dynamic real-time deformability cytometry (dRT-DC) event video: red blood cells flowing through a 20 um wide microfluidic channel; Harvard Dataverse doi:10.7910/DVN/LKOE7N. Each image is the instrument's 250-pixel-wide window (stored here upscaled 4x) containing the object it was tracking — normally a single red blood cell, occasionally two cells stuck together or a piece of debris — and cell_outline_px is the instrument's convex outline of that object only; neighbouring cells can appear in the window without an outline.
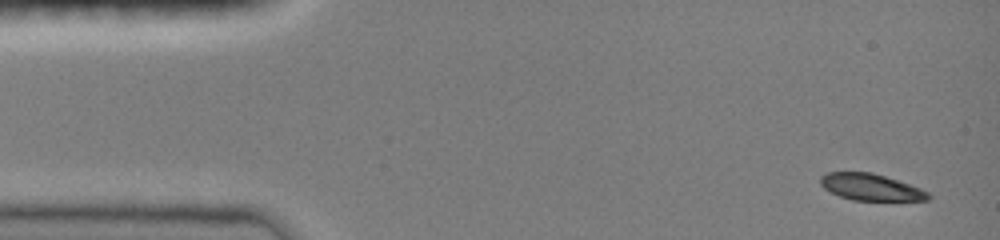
{"species": "common noctule bat (a hibernating species)", "species_latin": "Nyctalus noctula", "temperature_condition": "room temperature", "stored_images_in_passage": 68, "camera_frame_rate_fps": 3000, "um_per_image_px": 0.085, "animal": {"sex": "female", "body_mass_g": 19.0, "forearm_length_mm": 51.5}, "frame": {"image": 1, "passage_image": 1, "time_ms": 0.0, "image_size_px": [1000, 240], "cell_outline_px": [[932, 196], [928, 200], [852, 200], [840, 196], [824, 188], [820, 184], [820, 176], [828, 172], [872, 172], [920, 188], [928, 192]], "centroid_in_image_um": [74.0, 15.9], "position_along_channel_um": 11.0, "area_um2": 16.53}}
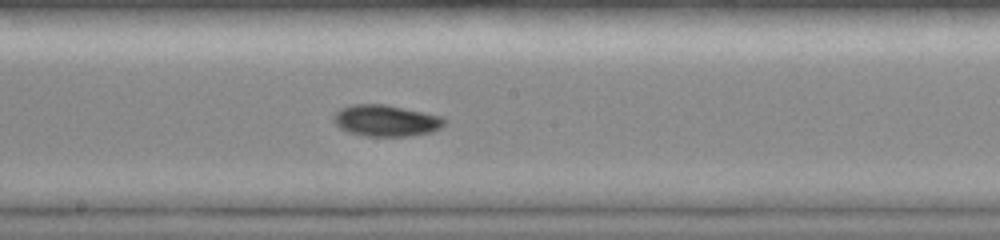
{"frame": {"image": 2, "passage_image": 34, "time_ms": 7.667, "image_size_px": [1000, 240], "cell_outline_px": [[448, 120], [440, 128], [432, 132], [408, 136], [364, 136], [348, 132], [340, 128], [332, 120], [332, 116], [340, 108], [352, 104], [384, 104], [444, 116]], "centroid_in_image_um": [32.81, 10.25], "position_along_channel_um": 215.4, "area_um2": 20.52}}
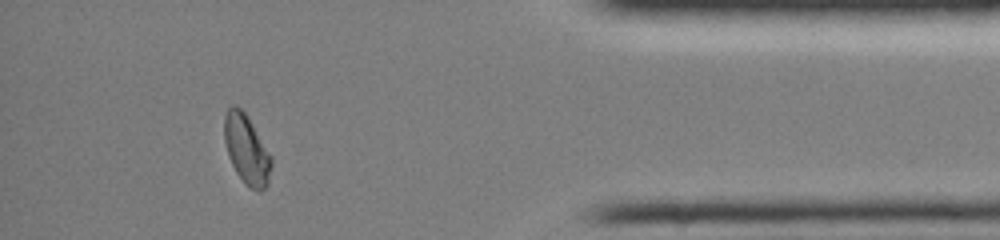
{"frame": {"image": 3, "passage_image": 64, "time_ms": 13.333, "image_size_px": [1000, 240], "cell_outline_px": [[272, 168], [268, 184], [260, 192], [244, 184], [236, 172], [228, 156], [224, 140], [224, 116], [228, 108], [232, 104], [240, 108], [248, 116], [272, 156]], "centroid_in_image_um": [20.97, 12.71], "position_along_channel_um": 414.2, "area_um2": 19.25}, "authors_computed_cell_mechanics": {"area_um2": 19.074, "velocity_mm_per_s": 4.0305, "shape_relaxation_time_tau1_ms": 2.0958, "shape_relaxation_time_tau2_ms": null, "deformation_change_tau1": 0.1134, "deformation_change_tau2": null}}